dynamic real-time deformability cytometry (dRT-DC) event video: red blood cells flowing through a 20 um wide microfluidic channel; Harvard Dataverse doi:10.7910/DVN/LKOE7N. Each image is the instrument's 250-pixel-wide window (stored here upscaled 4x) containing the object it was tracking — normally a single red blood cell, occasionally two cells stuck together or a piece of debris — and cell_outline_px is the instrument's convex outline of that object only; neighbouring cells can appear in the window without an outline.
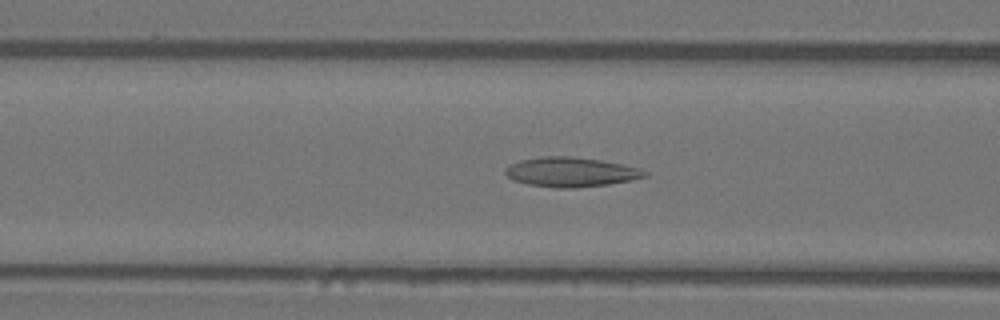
{"species": "Egyptian fruit bat (a non-hibernating species)", "species_latin": "Rousettus aegyptiacus", "temperature_condition": "warm", "stored_images_in_passage": 36, "camera_frame_rate_fps": 3000, "um_per_image_px": 0.085, "animal": {"sex": "female"}, "frame": {"image": 1, "passage_image": 13, "time_ms": 4.0, "image_size_px": [1000, 320], "cell_outline_px": [[648, 176], [632, 180], [608, 184], [576, 188], [556, 188], [528, 184], [512, 180], [504, 172], [504, 168], [520, 160], [540, 156], [572, 156], [600, 160], [640, 168], [648, 172]], "centroid_in_image_um": [48.52, 14.62], "position_along_channel_um": 118.1, "area_um2": 24.1}}
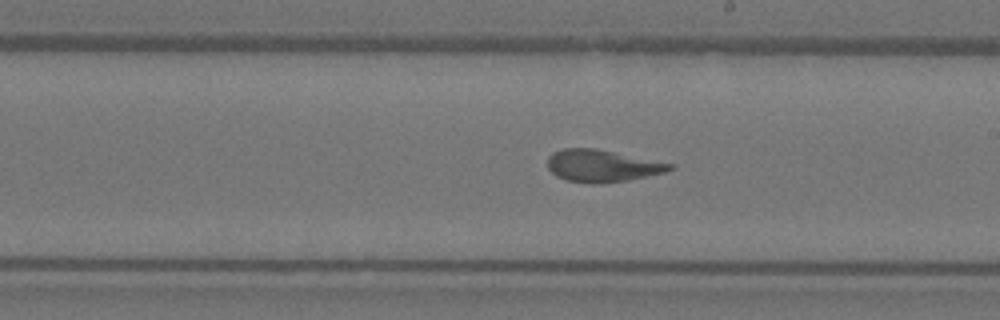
{"frame": {"image": 2, "passage_image": 22, "time_ms": 7.0, "image_size_px": [1000, 320], "cell_outline_px": [[676, 168], [664, 172], [648, 176], [628, 180], [600, 184], [592, 184], [564, 180], [556, 176], [548, 168], [548, 156], [552, 152], [564, 148], [592, 148], [676, 164]], "centroid_in_image_um": [51.18, 14.11], "position_along_channel_um": 237.8, "area_um2": 23.0}}
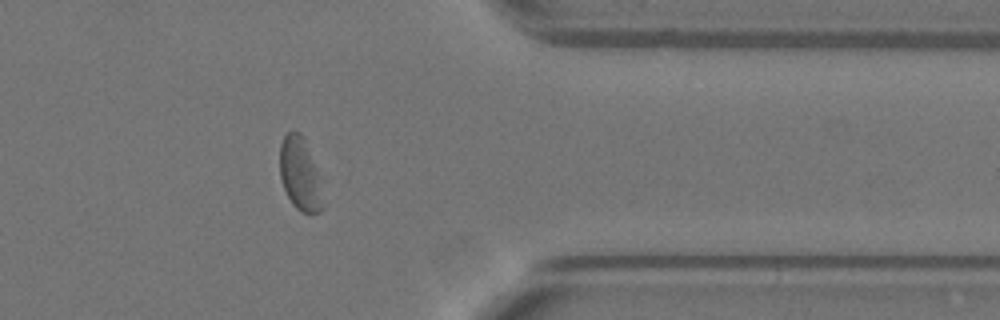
{"frame": {"image": 3, "passage_image": 34, "time_ms": 11.0, "image_size_px": [1000, 320], "cell_outline_px": [[324, 208], [320, 212], [300, 212], [292, 204], [284, 188], [280, 176], [280, 144], [284, 136], [288, 132], [300, 132], [304, 136], [316, 172], [324, 204]], "centroid_in_image_um": [25.48, 14.8], "position_along_channel_um": 385.9, "area_um2": 17.86}, "authors_computed_cell_mechanics": {"area_um2": 23.12, "velocity_mm_per_s": 3.9944, "shape_relaxation_time_tau1_ms": 7.3304, "shape_relaxation_time_tau2_ms": 1.6784, "deformation_change_tau1": 0.2015, "deformation_change_tau2": 0.1056}}